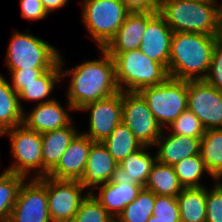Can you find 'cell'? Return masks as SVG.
Here are the masks:
<instances>
[{
	"mask_svg": "<svg viewBox=\"0 0 222 222\" xmlns=\"http://www.w3.org/2000/svg\"><path fill=\"white\" fill-rule=\"evenodd\" d=\"M99 51L102 58L84 61L69 70L62 69L64 61L61 55L59 57L62 78L71 76L66 91V104L71 111H78L86 104L108 98L120 91L114 59L104 49Z\"/></svg>",
	"mask_w": 222,
	"mask_h": 222,
	"instance_id": "1",
	"label": "cell"
},
{
	"mask_svg": "<svg viewBox=\"0 0 222 222\" xmlns=\"http://www.w3.org/2000/svg\"><path fill=\"white\" fill-rule=\"evenodd\" d=\"M217 37L202 33L173 32L167 69L169 77L186 81L205 80Z\"/></svg>",
	"mask_w": 222,
	"mask_h": 222,
	"instance_id": "2",
	"label": "cell"
},
{
	"mask_svg": "<svg viewBox=\"0 0 222 222\" xmlns=\"http://www.w3.org/2000/svg\"><path fill=\"white\" fill-rule=\"evenodd\" d=\"M158 13L173 32L219 34L218 0H161Z\"/></svg>",
	"mask_w": 222,
	"mask_h": 222,
	"instance_id": "3",
	"label": "cell"
},
{
	"mask_svg": "<svg viewBox=\"0 0 222 222\" xmlns=\"http://www.w3.org/2000/svg\"><path fill=\"white\" fill-rule=\"evenodd\" d=\"M115 62L116 81L120 91H139L147 86L163 83L167 69L146 56L139 49L109 54Z\"/></svg>",
	"mask_w": 222,
	"mask_h": 222,
	"instance_id": "4",
	"label": "cell"
},
{
	"mask_svg": "<svg viewBox=\"0 0 222 222\" xmlns=\"http://www.w3.org/2000/svg\"><path fill=\"white\" fill-rule=\"evenodd\" d=\"M60 54L58 49L46 41L14 30L4 65L9 70L51 69L58 63Z\"/></svg>",
	"mask_w": 222,
	"mask_h": 222,
	"instance_id": "5",
	"label": "cell"
},
{
	"mask_svg": "<svg viewBox=\"0 0 222 222\" xmlns=\"http://www.w3.org/2000/svg\"><path fill=\"white\" fill-rule=\"evenodd\" d=\"M80 4L82 22L99 49L108 44L130 13L123 0H82Z\"/></svg>",
	"mask_w": 222,
	"mask_h": 222,
	"instance_id": "6",
	"label": "cell"
},
{
	"mask_svg": "<svg viewBox=\"0 0 222 222\" xmlns=\"http://www.w3.org/2000/svg\"><path fill=\"white\" fill-rule=\"evenodd\" d=\"M159 125L166 129L188 109L187 81L168 77L163 83L138 91Z\"/></svg>",
	"mask_w": 222,
	"mask_h": 222,
	"instance_id": "7",
	"label": "cell"
},
{
	"mask_svg": "<svg viewBox=\"0 0 222 222\" xmlns=\"http://www.w3.org/2000/svg\"><path fill=\"white\" fill-rule=\"evenodd\" d=\"M5 135L10 139V152L14 160L5 170L26 179H30L33 171L35 173L31 175L32 178H42V135L27 128L23 123L1 134Z\"/></svg>",
	"mask_w": 222,
	"mask_h": 222,
	"instance_id": "8",
	"label": "cell"
},
{
	"mask_svg": "<svg viewBox=\"0 0 222 222\" xmlns=\"http://www.w3.org/2000/svg\"><path fill=\"white\" fill-rule=\"evenodd\" d=\"M122 122L143 146L152 148L163 131L138 91H122Z\"/></svg>",
	"mask_w": 222,
	"mask_h": 222,
	"instance_id": "9",
	"label": "cell"
},
{
	"mask_svg": "<svg viewBox=\"0 0 222 222\" xmlns=\"http://www.w3.org/2000/svg\"><path fill=\"white\" fill-rule=\"evenodd\" d=\"M8 222H52L48 212L47 176L23 181Z\"/></svg>",
	"mask_w": 222,
	"mask_h": 222,
	"instance_id": "10",
	"label": "cell"
},
{
	"mask_svg": "<svg viewBox=\"0 0 222 222\" xmlns=\"http://www.w3.org/2000/svg\"><path fill=\"white\" fill-rule=\"evenodd\" d=\"M86 189L78 180H60L47 176L48 212L52 222H70L80 208Z\"/></svg>",
	"mask_w": 222,
	"mask_h": 222,
	"instance_id": "11",
	"label": "cell"
},
{
	"mask_svg": "<svg viewBox=\"0 0 222 222\" xmlns=\"http://www.w3.org/2000/svg\"><path fill=\"white\" fill-rule=\"evenodd\" d=\"M188 109L205 129L222 128V92L205 80L187 81Z\"/></svg>",
	"mask_w": 222,
	"mask_h": 222,
	"instance_id": "12",
	"label": "cell"
},
{
	"mask_svg": "<svg viewBox=\"0 0 222 222\" xmlns=\"http://www.w3.org/2000/svg\"><path fill=\"white\" fill-rule=\"evenodd\" d=\"M78 111L89 112V129L81 132L93 142H102L122 122V91L113 96L86 104Z\"/></svg>",
	"mask_w": 222,
	"mask_h": 222,
	"instance_id": "13",
	"label": "cell"
},
{
	"mask_svg": "<svg viewBox=\"0 0 222 222\" xmlns=\"http://www.w3.org/2000/svg\"><path fill=\"white\" fill-rule=\"evenodd\" d=\"M173 31L158 12H147V25L139 50L168 69Z\"/></svg>",
	"mask_w": 222,
	"mask_h": 222,
	"instance_id": "14",
	"label": "cell"
},
{
	"mask_svg": "<svg viewBox=\"0 0 222 222\" xmlns=\"http://www.w3.org/2000/svg\"><path fill=\"white\" fill-rule=\"evenodd\" d=\"M94 142L79 132L67 147L58 164L48 173V177L60 180H78L84 175L91 145Z\"/></svg>",
	"mask_w": 222,
	"mask_h": 222,
	"instance_id": "15",
	"label": "cell"
},
{
	"mask_svg": "<svg viewBox=\"0 0 222 222\" xmlns=\"http://www.w3.org/2000/svg\"><path fill=\"white\" fill-rule=\"evenodd\" d=\"M33 106L30 112H23V124L40 134L67 127L74 122L69 110L56 99Z\"/></svg>",
	"mask_w": 222,
	"mask_h": 222,
	"instance_id": "16",
	"label": "cell"
},
{
	"mask_svg": "<svg viewBox=\"0 0 222 222\" xmlns=\"http://www.w3.org/2000/svg\"><path fill=\"white\" fill-rule=\"evenodd\" d=\"M118 163L108 152L102 142H94L91 145L84 175L80 179V183L89 193L94 189L111 180L112 175L116 171Z\"/></svg>",
	"mask_w": 222,
	"mask_h": 222,
	"instance_id": "17",
	"label": "cell"
},
{
	"mask_svg": "<svg viewBox=\"0 0 222 222\" xmlns=\"http://www.w3.org/2000/svg\"><path fill=\"white\" fill-rule=\"evenodd\" d=\"M149 146H143L141 149L126 157L116 168L112 175L111 183L145 186L149 173L156 160V153L151 156ZM148 149V151H147Z\"/></svg>",
	"mask_w": 222,
	"mask_h": 222,
	"instance_id": "18",
	"label": "cell"
},
{
	"mask_svg": "<svg viewBox=\"0 0 222 222\" xmlns=\"http://www.w3.org/2000/svg\"><path fill=\"white\" fill-rule=\"evenodd\" d=\"M163 130L154 145L158 148L156 151L158 162L174 166L187 157L200 154L201 138L170 134V131L166 135L165 129Z\"/></svg>",
	"mask_w": 222,
	"mask_h": 222,
	"instance_id": "19",
	"label": "cell"
},
{
	"mask_svg": "<svg viewBox=\"0 0 222 222\" xmlns=\"http://www.w3.org/2000/svg\"><path fill=\"white\" fill-rule=\"evenodd\" d=\"M147 25V12L129 13L114 37L103 48L108 54L137 50Z\"/></svg>",
	"mask_w": 222,
	"mask_h": 222,
	"instance_id": "20",
	"label": "cell"
},
{
	"mask_svg": "<svg viewBox=\"0 0 222 222\" xmlns=\"http://www.w3.org/2000/svg\"><path fill=\"white\" fill-rule=\"evenodd\" d=\"M142 188L141 185H130L126 182L115 184L109 181L94 189L99 191L97 194H91L116 219L124 208L137 198Z\"/></svg>",
	"mask_w": 222,
	"mask_h": 222,
	"instance_id": "21",
	"label": "cell"
},
{
	"mask_svg": "<svg viewBox=\"0 0 222 222\" xmlns=\"http://www.w3.org/2000/svg\"><path fill=\"white\" fill-rule=\"evenodd\" d=\"M72 122L69 126L42 133V177L58 164L67 147L79 133Z\"/></svg>",
	"mask_w": 222,
	"mask_h": 222,
	"instance_id": "22",
	"label": "cell"
},
{
	"mask_svg": "<svg viewBox=\"0 0 222 222\" xmlns=\"http://www.w3.org/2000/svg\"><path fill=\"white\" fill-rule=\"evenodd\" d=\"M0 74V135L23 123V105L19 102L17 92Z\"/></svg>",
	"mask_w": 222,
	"mask_h": 222,
	"instance_id": "23",
	"label": "cell"
},
{
	"mask_svg": "<svg viewBox=\"0 0 222 222\" xmlns=\"http://www.w3.org/2000/svg\"><path fill=\"white\" fill-rule=\"evenodd\" d=\"M200 155L212 180H222V128L205 130Z\"/></svg>",
	"mask_w": 222,
	"mask_h": 222,
	"instance_id": "24",
	"label": "cell"
},
{
	"mask_svg": "<svg viewBox=\"0 0 222 222\" xmlns=\"http://www.w3.org/2000/svg\"><path fill=\"white\" fill-rule=\"evenodd\" d=\"M177 202L181 222H206V186L183 188Z\"/></svg>",
	"mask_w": 222,
	"mask_h": 222,
	"instance_id": "25",
	"label": "cell"
},
{
	"mask_svg": "<svg viewBox=\"0 0 222 222\" xmlns=\"http://www.w3.org/2000/svg\"><path fill=\"white\" fill-rule=\"evenodd\" d=\"M61 66L59 62L51 69L46 70L38 79L29 84H24V89L18 94L20 100L39 101L44 103L54 100L50 98L58 81H61ZM49 97V98H48Z\"/></svg>",
	"mask_w": 222,
	"mask_h": 222,
	"instance_id": "26",
	"label": "cell"
},
{
	"mask_svg": "<svg viewBox=\"0 0 222 222\" xmlns=\"http://www.w3.org/2000/svg\"><path fill=\"white\" fill-rule=\"evenodd\" d=\"M144 188L156 195L173 197H177L183 189L174 167L158 161L153 165Z\"/></svg>",
	"mask_w": 222,
	"mask_h": 222,
	"instance_id": "27",
	"label": "cell"
},
{
	"mask_svg": "<svg viewBox=\"0 0 222 222\" xmlns=\"http://www.w3.org/2000/svg\"><path fill=\"white\" fill-rule=\"evenodd\" d=\"M102 143L118 165L130 154L143 147L135 138L133 132L123 122H120Z\"/></svg>",
	"mask_w": 222,
	"mask_h": 222,
	"instance_id": "28",
	"label": "cell"
},
{
	"mask_svg": "<svg viewBox=\"0 0 222 222\" xmlns=\"http://www.w3.org/2000/svg\"><path fill=\"white\" fill-rule=\"evenodd\" d=\"M26 178L9 171L0 174V222H8L21 184Z\"/></svg>",
	"mask_w": 222,
	"mask_h": 222,
	"instance_id": "29",
	"label": "cell"
},
{
	"mask_svg": "<svg viewBox=\"0 0 222 222\" xmlns=\"http://www.w3.org/2000/svg\"><path fill=\"white\" fill-rule=\"evenodd\" d=\"M156 194L144 187L137 198L127 205L115 222H147L153 213Z\"/></svg>",
	"mask_w": 222,
	"mask_h": 222,
	"instance_id": "30",
	"label": "cell"
},
{
	"mask_svg": "<svg viewBox=\"0 0 222 222\" xmlns=\"http://www.w3.org/2000/svg\"><path fill=\"white\" fill-rule=\"evenodd\" d=\"M173 167L183 188L204 187V184L202 185V183H200L203 177L202 175L205 172L208 175L209 173L200 154L187 157Z\"/></svg>",
	"mask_w": 222,
	"mask_h": 222,
	"instance_id": "31",
	"label": "cell"
},
{
	"mask_svg": "<svg viewBox=\"0 0 222 222\" xmlns=\"http://www.w3.org/2000/svg\"><path fill=\"white\" fill-rule=\"evenodd\" d=\"M70 222H115V219L89 193Z\"/></svg>",
	"mask_w": 222,
	"mask_h": 222,
	"instance_id": "32",
	"label": "cell"
},
{
	"mask_svg": "<svg viewBox=\"0 0 222 222\" xmlns=\"http://www.w3.org/2000/svg\"><path fill=\"white\" fill-rule=\"evenodd\" d=\"M205 128L201 121L189 109L184 110L168 127L172 134L202 138Z\"/></svg>",
	"mask_w": 222,
	"mask_h": 222,
	"instance_id": "33",
	"label": "cell"
},
{
	"mask_svg": "<svg viewBox=\"0 0 222 222\" xmlns=\"http://www.w3.org/2000/svg\"><path fill=\"white\" fill-rule=\"evenodd\" d=\"M152 215L162 222H181L177 197L156 195Z\"/></svg>",
	"mask_w": 222,
	"mask_h": 222,
	"instance_id": "34",
	"label": "cell"
},
{
	"mask_svg": "<svg viewBox=\"0 0 222 222\" xmlns=\"http://www.w3.org/2000/svg\"><path fill=\"white\" fill-rule=\"evenodd\" d=\"M212 185L210 190L206 188V222H222V181Z\"/></svg>",
	"mask_w": 222,
	"mask_h": 222,
	"instance_id": "35",
	"label": "cell"
},
{
	"mask_svg": "<svg viewBox=\"0 0 222 222\" xmlns=\"http://www.w3.org/2000/svg\"><path fill=\"white\" fill-rule=\"evenodd\" d=\"M205 81L222 92V40L217 37L209 73Z\"/></svg>",
	"mask_w": 222,
	"mask_h": 222,
	"instance_id": "36",
	"label": "cell"
},
{
	"mask_svg": "<svg viewBox=\"0 0 222 222\" xmlns=\"http://www.w3.org/2000/svg\"><path fill=\"white\" fill-rule=\"evenodd\" d=\"M48 69H23V70H9L12 83L11 87L19 94L24 89V84L38 79Z\"/></svg>",
	"mask_w": 222,
	"mask_h": 222,
	"instance_id": "37",
	"label": "cell"
},
{
	"mask_svg": "<svg viewBox=\"0 0 222 222\" xmlns=\"http://www.w3.org/2000/svg\"><path fill=\"white\" fill-rule=\"evenodd\" d=\"M21 16L28 20H42L49 15L41 0H20Z\"/></svg>",
	"mask_w": 222,
	"mask_h": 222,
	"instance_id": "38",
	"label": "cell"
},
{
	"mask_svg": "<svg viewBox=\"0 0 222 222\" xmlns=\"http://www.w3.org/2000/svg\"><path fill=\"white\" fill-rule=\"evenodd\" d=\"M130 13L158 12L161 0H123Z\"/></svg>",
	"mask_w": 222,
	"mask_h": 222,
	"instance_id": "39",
	"label": "cell"
},
{
	"mask_svg": "<svg viewBox=\"0 0 222 222\" xmlns=\"http://www.w3.org/2000/svg\"><path fill=\"white\" fill-rule=\"evenodd\" d=\"M69 0H41L46 12L49 14L56 9H60L66 6Z\"/></svg>",
	"mask_w": 222,
	"mask_h": 222,
	"instance_id": "40",
	"label": "cell"
},
{
	"mask_svg": "<svg viewBox=\"0 0 222 222\" xmlns=\"http://www.w3.org/2000/svg\"><path fill=\"white\" fill-rule=\"evenodd\" d=\"M218 38L222 40V16H220V23H219V34Z\"/></svg>",
	"mask_w": 222,
	"mask_h": 222,
	"instance_id": "41",
	"label": "cell"
},
{
	"mask_svg": "<svg viewBox=\"0 0 222 222\" xmlns=\"http://www.w3.org/2000/svg\"><path fill=\"white\" fill-rule=\"evenodd\" d=\"M147 222H162V221L155 220V216L151 215V217L148 219Z\"/></svg>",
	"mask_w": 222,
	"mask_h": 222,
	"instance_id": "42",
	"label": "cell"
},
{
	"mask_svg": "<svg viewBox=\"0 0 222 222\" xmlns=\"http://www.w3.org/2000/svg\"><path fill=\"white\" fill-rule=\"evenodd\" d=\"M218 8H219V16H222V3L218 4Z\"/></svg>",
	"mask_w": 222,
	"mask_h": 222,
	"instance_id": "43",
	"label": "cell"
}]
</instances>
